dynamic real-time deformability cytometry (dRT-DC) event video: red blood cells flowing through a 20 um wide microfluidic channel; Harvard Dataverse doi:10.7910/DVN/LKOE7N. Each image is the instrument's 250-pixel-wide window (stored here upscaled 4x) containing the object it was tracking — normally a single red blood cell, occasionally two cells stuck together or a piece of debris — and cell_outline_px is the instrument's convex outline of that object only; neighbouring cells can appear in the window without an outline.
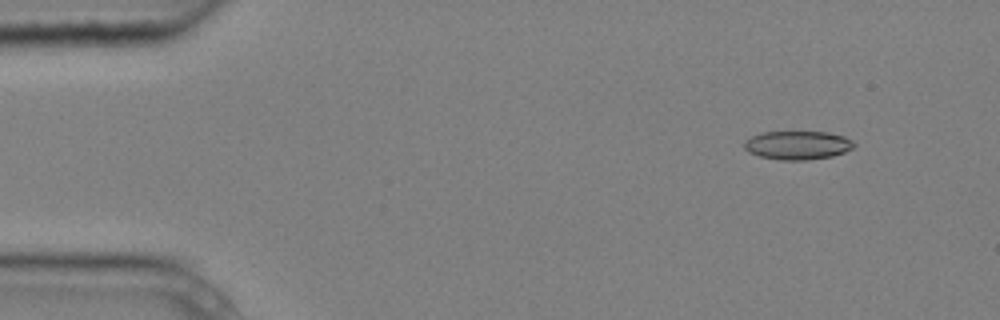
{"species": "common noctule bat (a hibernating species)", "species_latin": "Nyctalus noctula", "temperature_condition": "cold", "stored_images_in_passage": 5, "camera_frame_rate_fps": 3000, "um_per_image_px": 0.085, "animal": {"sex": "male", "body_mass_g": 20.4}, "frame": {"image": 1, "passage_image": 2, "time_ms": 0.333, "image_size_px": [1000, 320], "cell_outline_px": [[856, 144], [852, 148], [844, 152], [832, 156], [808, 160], [780, 160], [760, 156], [748, 152], [744, 148], [744, 140], [752, 136], [764, 132], [828, 132], [844, 136], [852, 140]], "centroid_in_image_um": [67.79, 12.34], "position_along_channel_um": 17.2, "area_um2": 18.32}}